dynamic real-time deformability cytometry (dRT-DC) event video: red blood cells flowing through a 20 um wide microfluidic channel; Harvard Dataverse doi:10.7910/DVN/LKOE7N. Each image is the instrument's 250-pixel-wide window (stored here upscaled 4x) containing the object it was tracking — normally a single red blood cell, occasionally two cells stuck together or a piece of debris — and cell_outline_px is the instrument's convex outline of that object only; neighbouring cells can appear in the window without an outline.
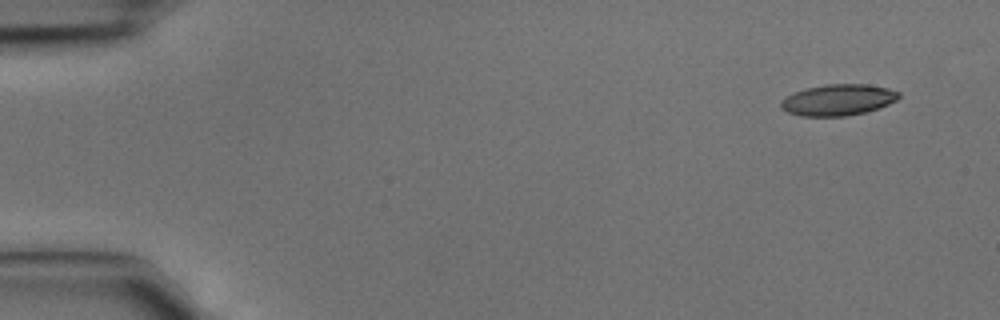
{"species": "common noctule bat (a hibernating species)", "species_latin": "Nyctalus noctula", "temperature_condition": "cold", "stored_images_in_passage": 3, "camera_frame_rate_fps": 3000, "um_per_image_px": 0.085, "animal": {"sex": "male", "body_mass_g": 15.6}, "frame": {"image": 1, "passage_image": 1, "time_ms": 0.0, "image_size_px": [1000, 320], "cell_outline_px": [[900, 96], [896, 100], [880, 108], [864, 112], [844, 116], [800, 116], [788, 112], [780, 108], [780, 100], [784, 96], [808, 88], [824, 84], [868, 84], [888, 88], [900, 92]], "centroid_in_image_um": [71.22, 8.49], "position_along_channel_um": 13.8, "area_um2": 21.5}}